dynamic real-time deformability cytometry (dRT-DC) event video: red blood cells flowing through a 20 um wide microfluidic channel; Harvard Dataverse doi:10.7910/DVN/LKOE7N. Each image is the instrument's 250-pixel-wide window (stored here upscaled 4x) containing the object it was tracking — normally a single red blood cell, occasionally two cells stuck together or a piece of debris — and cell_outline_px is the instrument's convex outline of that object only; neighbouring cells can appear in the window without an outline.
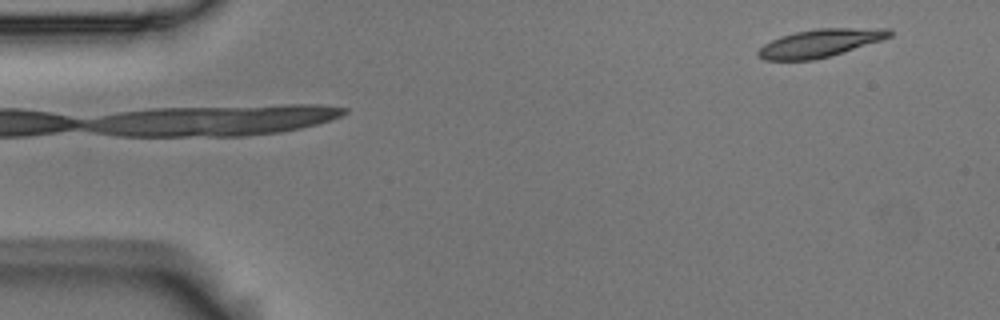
{"species": "Egyptian fruit bat (a non-hibernating species)", "species_latin": "Rousettus aegyptiacus", "temperature_condition": "room temperature", "stored_images_in_passage": 3, "camera_frame_rate_fps": 3000, "um_per_image_px": 0.085, "animal": {"sex": "male"}, "frame": {"image": 1, "passage_image": 3, "time_ms": 0.667, "image_size_px": [1000, 320], "cell_outline_px": [[892, 36], [880, 40], [828, 56], [812, 60], [764, 60], [756, 56], [756, 52], [764, 44], [780, 36], [796, 32], [816, 28], [888, 28], [892, 32]], "centroid_in_image_um": [69.65, 3.65], "position_along_channel_um": 15.3, "area_um2": 21.1}}